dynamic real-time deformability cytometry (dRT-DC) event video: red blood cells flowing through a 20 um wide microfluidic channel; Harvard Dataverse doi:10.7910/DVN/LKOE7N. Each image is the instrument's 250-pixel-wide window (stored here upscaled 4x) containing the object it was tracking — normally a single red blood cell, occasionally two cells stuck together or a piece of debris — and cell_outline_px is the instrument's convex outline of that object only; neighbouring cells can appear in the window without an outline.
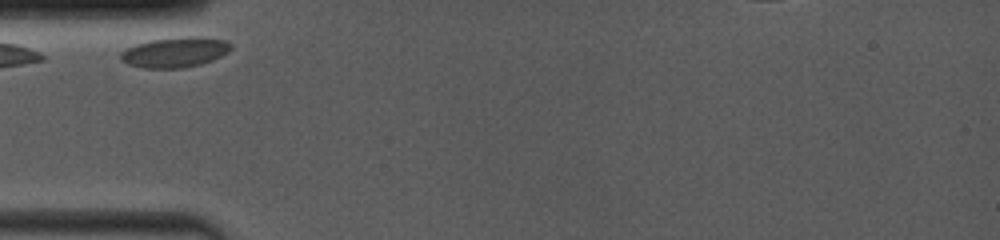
{"species": "common noctule bat (a hibernating species)", "species_latin": "Nyctalus noctula", "temperature_condition": "room temperature", "stored_images_in_passage": 10, "camera_frame_rate_fps": 4000, "um_per_image_px": 0.085, "animal": {"sex": "female", "body_mass_g": 19.0, "forearm_length_mm": 53.3}, "frame": {"image": 1, "passage_image": 1, "time_ms": 0.0, "image_size_px": [1000, 240], "cell_outline_px": [[232, 48], [228, 52], [212, 60], [200, 64], [184, 68], [144, 68], [128, 64], [120, 60], [120, 52], [136, 44], [152, 40], [188, 36], [200, 36], [224, 40], [232, 44]], "centroid_in_image_um": [14.88, 4.44], "position_along_channel_um": 70.1, "area_um2": 19.36}}
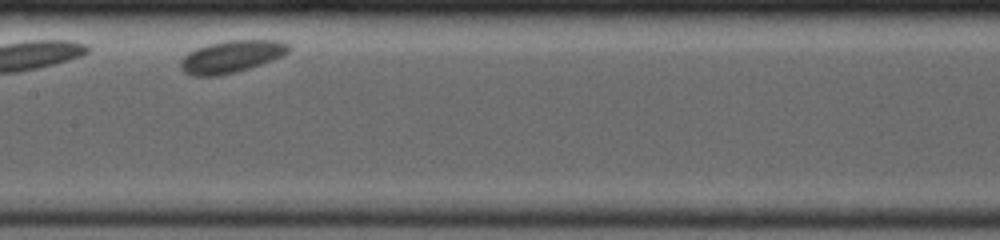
{"frame": {"image": 2, "passage_image": 5, "time_ms": 3.5, "image_size_px": [1000, 240], "cell_outline_px": [[292, 48], [288, 52], [272, 60], [236, 72], [216, 76], [196, 76], [184, 72], [180, 68], [180, 60], [188, 52], [196, 48], [208, 44], [228, 40], [280, 40], [288, 44]], "centroid_in_image_um": [19.65, 4.8], "position_along_channel_um": 187.7, "area_um2": 20.23}}
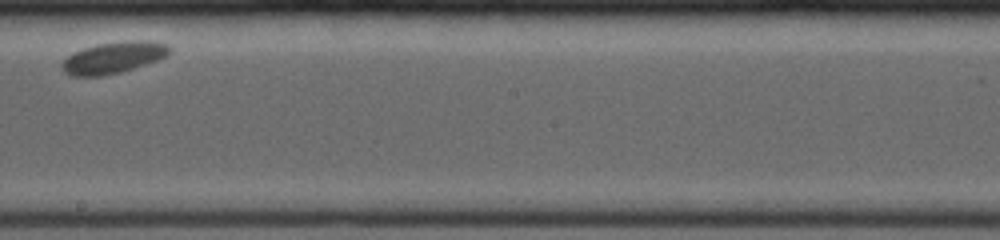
{"frame": {"image": 3, "passage_image": 7, "time_ms": 5.0, "image_size_px": [1000, 240], "cell_outline_px": [[172, 52], [168, 56], [120, 72], [100, 76], [72, 76], [64, 72], [60, 68], [60, 64], [72, 52], [96, 44], [124, 40], [152, 40], [168, 44], [172, 48]], "centroid_in_image_um": [9.66, 4.87], "position_along_channel_um": 238.5, "area_um2": 20.0}}